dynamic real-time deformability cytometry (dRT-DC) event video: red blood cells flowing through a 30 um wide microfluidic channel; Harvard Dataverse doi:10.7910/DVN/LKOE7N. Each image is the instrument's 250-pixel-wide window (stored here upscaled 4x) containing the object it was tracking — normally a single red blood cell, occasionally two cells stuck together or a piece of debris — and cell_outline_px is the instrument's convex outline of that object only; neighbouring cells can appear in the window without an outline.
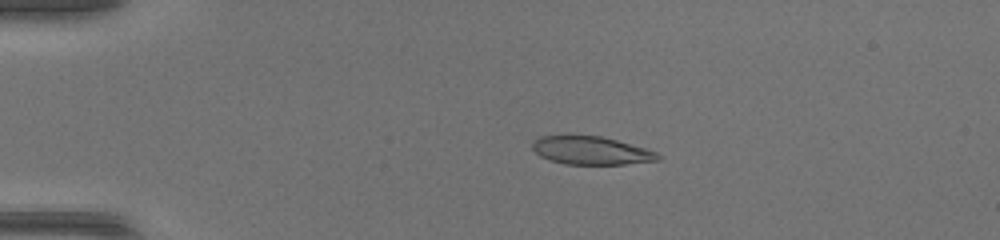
{"species": "common noctule bat (a hibernating species)", "species_latin": "Nyctalus noctula", "temperature_condition": "warm", "stored_images_in_passage": 50, "camera_frame_rate_fps": 3000, "um_per_image_px": 0.085, "animal": {"sex": "female", "body_mass_g": 17.0, "forearm_length_mm": 48.0}, "frame": {"image": 1, "passage_image": 12, "time_ms": 3.667, "image_size_px": [1000, 240], "cell_outline_px": [[660, 160], [624, 164], [564, 164], [548, 160], [540, 156], [532, 148], [532, 144], [540, 136], [564, 132], [568, 132], [600, 136], [616, 140], [644, 148], [656, 152], [660, 156]], "centroid_in_image_um": [50.14, 12.75], "position_along_channel_um": 34.9, "area_um2": 21.21}}
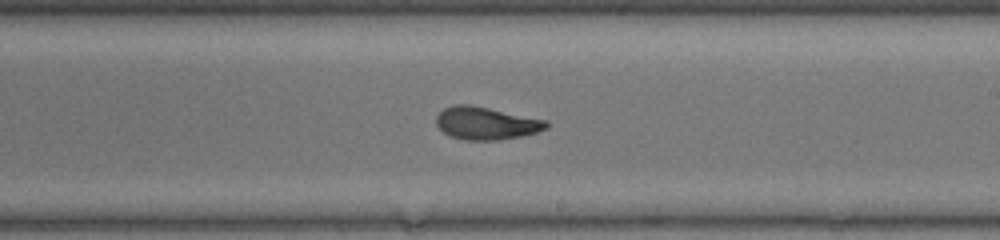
{"frame": {"image": 2, "passage_image": 31, "time_ms": 10.0, "image_size_px": [1000, 240], "cell_outline_px": [[548, 128], [536, 132], [520, 136], [496, 140], [464, 140], [452, 136], [444, 132], [436, 124], [436, 116], [444, 108], [452, 104], [468, 104], [548, 120]], "centroid_in_image_um": [41.31, 10.47], "position_along_channel_um": 247.7, "area_um2": 20.81}}
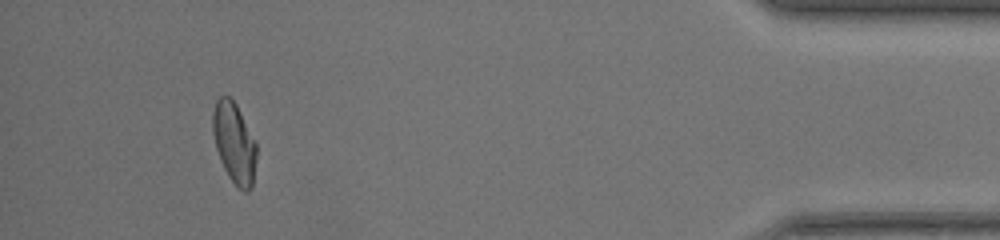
{"frame": {"image": 3, "passage_image": 47, "time_ms": 15.333, "image_size_px": [1000, 240], "cell_outline_px": [[256, 156], [252, 188], [248, 192], [244, 192], [228, 176], [220, 160], [216, 148], [212, 132], [212, 112], [216, 100], [220, 96], [228, 96], [236, 104], [256, 144]], "centroid_in_image_um": [19.89, 12.14], "position_along_channel_um": 415.3, "area_um2": 20.35}, "authors_computed_cell_mechanics": {"area_um2": 21.2126, "velocity_mm_per_s": 4.2769, "shape_relaxation_time_tau1_ms": 6.6841, "shape_relaxation_time_tau2_ms": 1.5265, "deformation_change_tau1": 0.248, "deformation_change_tau2": 0.0528}}